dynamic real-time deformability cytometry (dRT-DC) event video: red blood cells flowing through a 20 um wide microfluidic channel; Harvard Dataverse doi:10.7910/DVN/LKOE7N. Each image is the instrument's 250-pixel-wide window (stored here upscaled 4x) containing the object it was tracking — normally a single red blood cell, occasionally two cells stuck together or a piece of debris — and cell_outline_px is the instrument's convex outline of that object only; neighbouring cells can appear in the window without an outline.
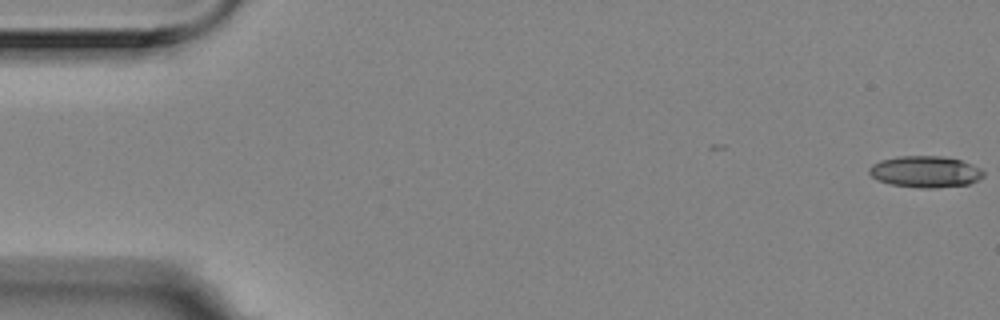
{"species": "Egyptian fruit bat (a non-hibernating species)", "species_latin": "Rousettus aegyptiacus", "temperature_condition": "room temperature", "stored_images_in_passage": 14, "camera_frame_rate_fps": 3000, "um_per_image_px": 0.085, "animal": {"sex": "female"}, "frame": {"image": 1, "passage_image": 1, "time_ms": 0.0, "image_size_px": [1000, 320], "cell_outline_px": [[984, 176], [968, 184], [932, 188], [920, 188], [892, 184], [876, 180], [868, 172], [868, 168], [872, 164], [880, 160], [900, 156], [944, 156], [960, 160], [980, 168], [984, 172]], "centroid_in_image_um": [78.62, 14.59], "position_along_channel_um": 6.4, "area_um2": 20.87}}
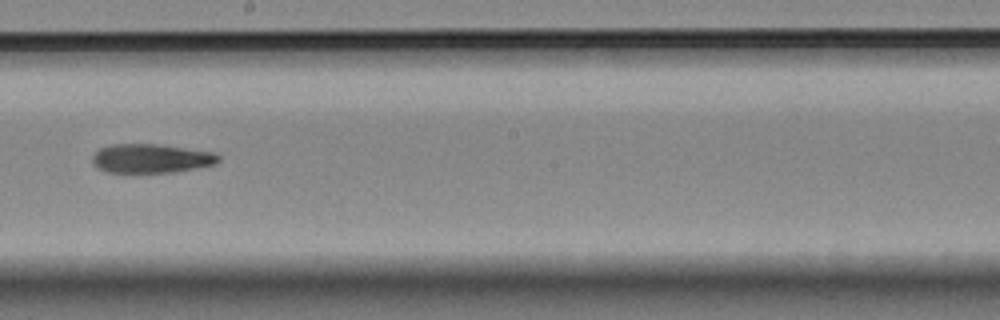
{"frame": {"image": 2, "passage_image": 9, "time_ms": 2.667, "image_size_px": [1000, 320], "cell_outline_px": [[220, 160], [216, 164], [172, 172], [108, 172], [96, 168], [92, 164], [92, 156], [100, 148], [108, 144], [156, 144], [212, 152], [220, 156]], "centroid_in_image_um": [12.79, 13.46], "position_along_channel_um": 235.4, "area_um2": 21.21}}
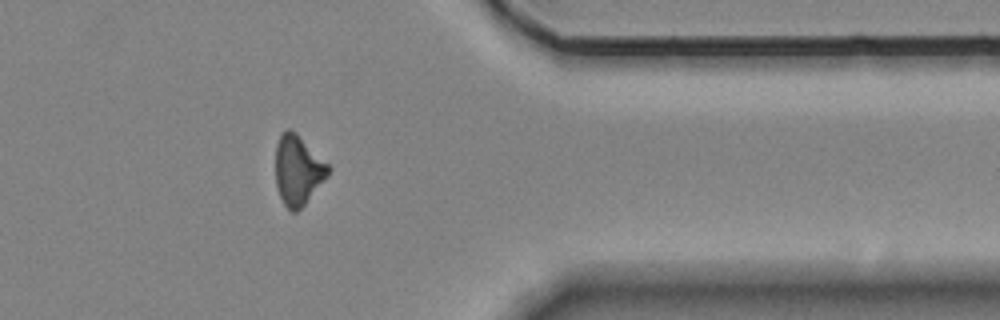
{"frame": {"image": 3, "passage_image": 13, "time_ms": 4.0, "image_size_px": [1000, 320], "cell_outline_px": [[332, 168], [328, 176], [304, 204], [296, 212], [292, 212], [284, 204], [280, 196], [276, 184], [276, 144], [280, 132], [284, 128], [292, 128]], "centroid_in_image_um": [25.31, 14.41], "position_along_channel_um": 386.1, "area_um2": 21.44}}